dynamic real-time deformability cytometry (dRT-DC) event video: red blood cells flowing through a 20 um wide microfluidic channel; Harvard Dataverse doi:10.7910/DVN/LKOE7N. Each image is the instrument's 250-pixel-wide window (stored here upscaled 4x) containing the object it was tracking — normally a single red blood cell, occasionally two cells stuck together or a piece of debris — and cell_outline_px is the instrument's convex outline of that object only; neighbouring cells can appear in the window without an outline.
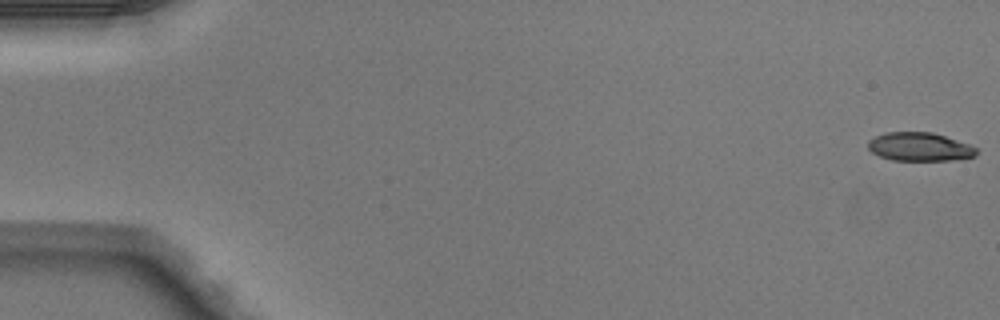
{"species": "Egyptian fruit bat (a non-hibernating species)", "species_latin": "Rousettus aegyptiacus", "temperature_condition": "warm", "stored_images_in_passage": 26, "camera_frame_rate_fps": 3000, "um_per_image_px": 0.085, "animal": {"sex": "male"}, "frame": {"image": 1, "passage_image": 1, "time_ms": 0.0, "image_size_px": [1000, 320], "cell_outline_px": [[976, 156], [952, 160], [892, 160], [880, 156], [872, 152], [868, 148], [868, 140], [884, 132], [932, 132], [968, 144], [976, 148]], "centroid_in_image_um": [78.14, 12.47], "position_along_channel_um": 6.9, "area_um2": 17.86}}
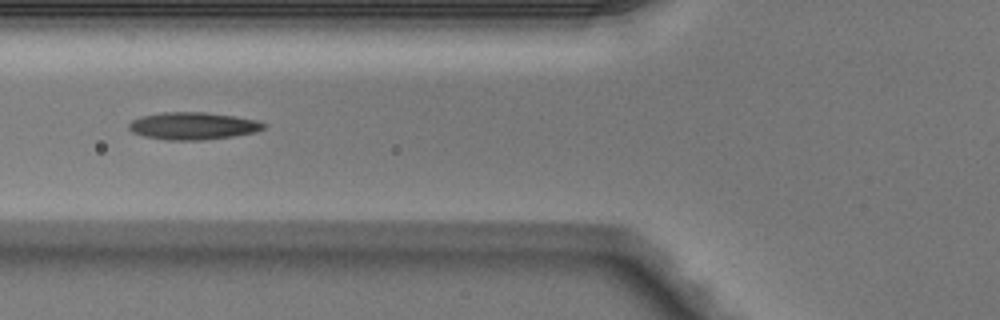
{"frame": {"image": 2, "passage_image": 20, "time_ms": 6.333, "image_size_px": [1000, 320], "cell_outline_px": [[268, 124], [264, 128], [256, 132], [232, 136], [204, 140], [164, 140], [144, 136], [132, 132], [128, 128], [128, 124], [132, 120], [140, 116], [164, 112], [204, 112], [236, 116], [256, 120]], "centroid_in_image_um": [16.4, 10.7], "position_along_channel_um": 109.4, "area_um2": 21.62}}
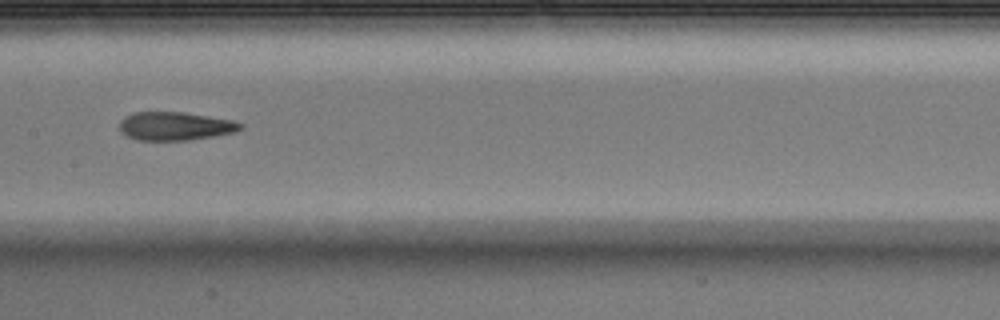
{"frame": {"image": 3, "passage_image": 26, "time_ms": 8.333, "image_size_px": [1000, 320], "cell_outline_px": [[244, 128], [236, 132], [188, 140], [140, 140], [128, 136], [120, 132], [120, 120], [124, 116], [132, 112], [184, 112], [232, 120], [244, 124]], "centroid_in_image_um": [14.89, 10.71], "position_along_channel_um": 192.5, "area_um2": 20.06}}